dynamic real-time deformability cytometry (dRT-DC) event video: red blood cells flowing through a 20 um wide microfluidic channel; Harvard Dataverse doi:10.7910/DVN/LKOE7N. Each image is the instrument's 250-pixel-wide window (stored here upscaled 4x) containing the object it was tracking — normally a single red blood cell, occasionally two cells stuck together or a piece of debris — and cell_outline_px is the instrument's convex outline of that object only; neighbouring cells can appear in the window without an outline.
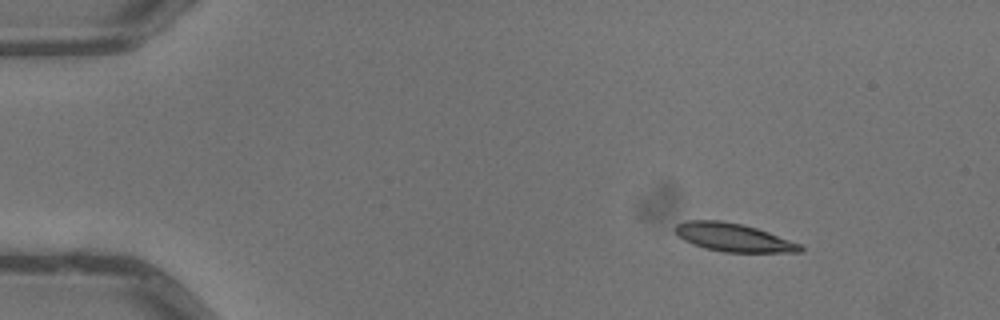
{"species": "common noctule bat (a hibernating species)", "species_latin": "Nyctalus noctula", "temperature_condition": "warm", "stored_images_in_passage": 5, "camera_frame_rate_fps": 3000, "um_per_image_px": 0.085, "animal": {"sex": "male", "body_mass_g": 13.3}, "frame": {"image": 1, "passage_image": 1, "time_ms": 0.0, "image_size_px": [1000, 320], "cell_outline_px": [[804, 252], [724, 252], [704, 248], [692, 244], [676, 236], [672, 228], [676, 224], [688, 220], [724, 220], [756, 228], [768, 232], [800, 244], [804, 248]], "centroid_in_image_um": [62.27, 20.18], "position_along_channel_um": 22.7, "area_um2": 20.69}}
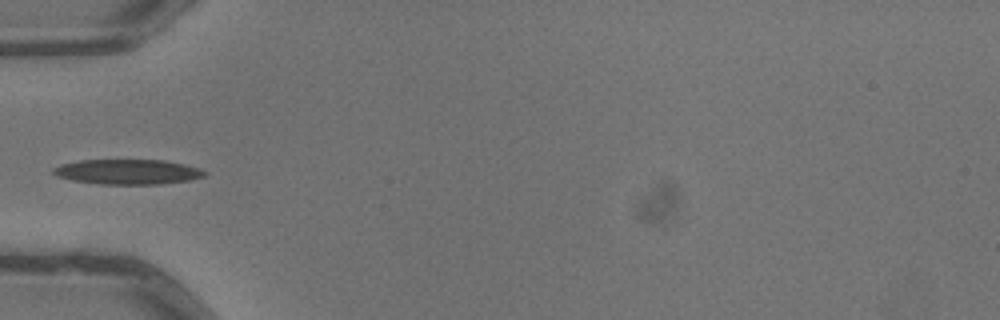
{"frame": {"image": 2, "passage_image": 4, "time_ms": 1.0, "image_size_px": [1000, 320], "cell_outline_px": [[208, 172], [204, 176], [192, 180], [160, 184], [100, 184], [72, 180], [56, 176], [52, 172], [52, 168], [60, 164], [80, 160], [164, 160], [184, 164], [200, 168]], "centroid_in_image_um": [10.86, 14.6], "position_along_channel_um": 74.1, "area_um2": 22.2}}
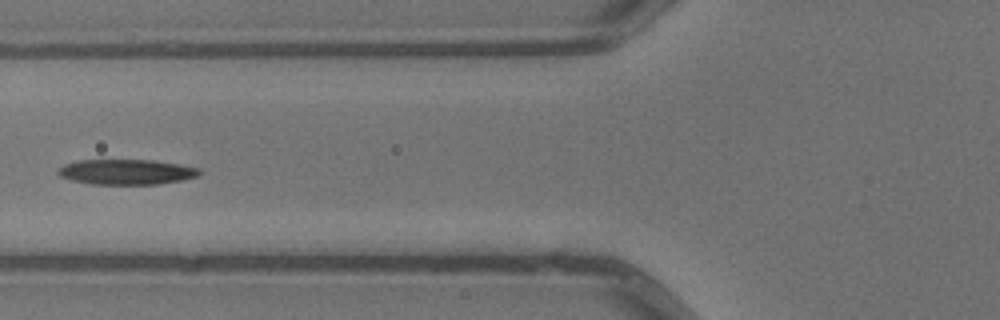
{"frame": {"image": 3, "passage_image": 5, "time_ms": 1.333, "image_size_px": [1000, 320], "cell_outline_px": [[200, 172], [196, 176], [180, 180], [156, 184], [92, 184], [72, 180], [60, 176], [56, 172], [64, 164], [76, 160], [152, 160], [180, 164], [200, 168]], "centroid_in_image_um": [10.71, 14.6], "position_along_channel_um": 115.1, "area_um2": 20.63}}